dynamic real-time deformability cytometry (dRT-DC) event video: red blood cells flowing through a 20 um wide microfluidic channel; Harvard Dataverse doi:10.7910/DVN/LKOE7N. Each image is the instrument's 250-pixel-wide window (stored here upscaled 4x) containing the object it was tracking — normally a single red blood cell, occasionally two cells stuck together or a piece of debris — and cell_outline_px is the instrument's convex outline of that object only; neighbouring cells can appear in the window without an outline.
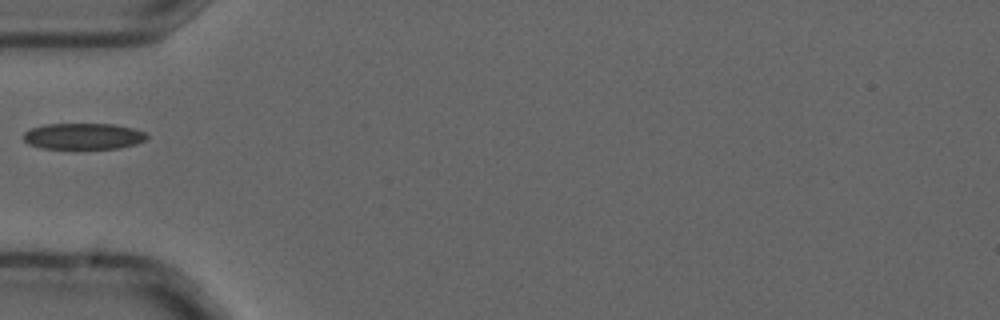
{"species": "common noctule bat (a hibernating species)", "species_latin": "Nyctalus noctula", "temperature_condition": "cold", "stored_images_in_passage": 5, "camera_frame_rate_fps": 3000, "um_per_image_px": 0.085, "animal": {"sex": "male", "forearm_length_mm": 52.5}, "frame": {"image": 1, "passage_image": 5, "time_ms": 1.333, "image_size_px": [1000, 320], "cell_outline_px": [[148, 136], [144, 140], [136, 144], [116, 148], [40, 148], [28, 144], [24, 140], [24, 132], [32, 128], [44, 124], [116, 124], [132, 128], [144, 132]], "centroid_in_image_um": [7.06, 11.57], "position_along_channel_um": 77.9, "area_um2": 18.67}}